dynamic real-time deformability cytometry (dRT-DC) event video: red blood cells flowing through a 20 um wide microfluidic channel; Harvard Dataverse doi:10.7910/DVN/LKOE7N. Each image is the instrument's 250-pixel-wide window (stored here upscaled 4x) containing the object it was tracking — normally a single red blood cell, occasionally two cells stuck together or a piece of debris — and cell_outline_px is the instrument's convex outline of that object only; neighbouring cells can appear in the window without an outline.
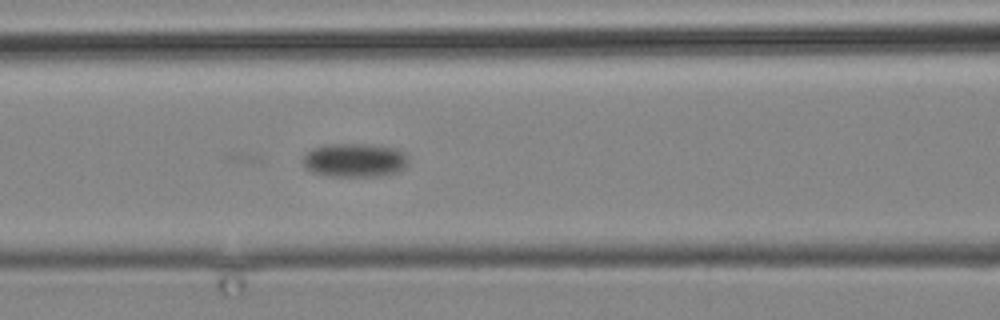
{"species": "common noctule bat (a hibernating species)", "species_latin": "Nyctalus noctula", "temperature_condition": "cold", "stored_images_in_passage": 13, "camera_frame_rate_fps": 3000, "um_per_image_px": 0.085, "animal": {"sex": "male", "body_mass_g": 19.2, "forearm_length_mm": 51.8}, "frame": {"image": 1, "passage_image": 13, "time_ms": 17.667, "image_size_px": [1000, 320], "cell_outline_px": [[408, 164], [404, 168], [396, 172], [376, 176], [328, 176], [312, 172], [304, 168], [304, 156], [312, 148], [328, 144], [368, 144], [396, 148], [404, 152], [408, 156]], "centroid_in_image_um": [30.16, 13.61], "position_along_channel_um": 136.4, "area_um2": 20.81}}